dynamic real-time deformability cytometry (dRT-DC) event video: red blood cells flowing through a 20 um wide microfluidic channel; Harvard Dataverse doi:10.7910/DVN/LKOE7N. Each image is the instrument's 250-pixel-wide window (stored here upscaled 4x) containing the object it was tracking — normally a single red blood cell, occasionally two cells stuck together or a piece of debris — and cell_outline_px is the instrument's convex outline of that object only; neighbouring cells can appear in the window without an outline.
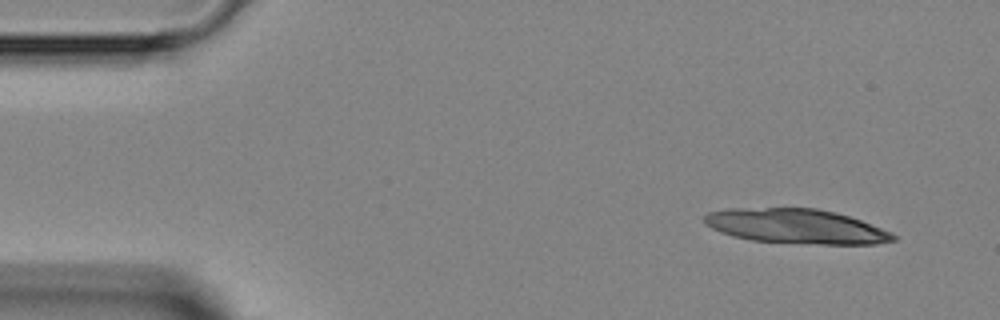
{"species": "Egyptian fruit bat (a non-hibernating species)", "species_latin": "Rousettus aegyptiacus", "temperature_condition": "room temperature", "stored_images_in_passage": 4, "camera_frame_rate_fps": 3000, "um_per_image_px": 0.085, "animal": {"sex": "female"}, "frame": {"image": 1, "passage_image": 1, "time_ms": 0.0, "image_size_px": [1000, 320], "cell_outline_px": [[896, 240], [876, 244], [824, 244], [752, 240], [732, 236], [720, 232], [704, 224], [704, 216], [708, 212], [728, 208], [816, 208], [836, 212], [860, 220], [892, 232], [896, 236]], "centroid_in_image_um": [67.66, 19.22], "position_along_channel_um": 17.3, "area_um2": 37.97}}